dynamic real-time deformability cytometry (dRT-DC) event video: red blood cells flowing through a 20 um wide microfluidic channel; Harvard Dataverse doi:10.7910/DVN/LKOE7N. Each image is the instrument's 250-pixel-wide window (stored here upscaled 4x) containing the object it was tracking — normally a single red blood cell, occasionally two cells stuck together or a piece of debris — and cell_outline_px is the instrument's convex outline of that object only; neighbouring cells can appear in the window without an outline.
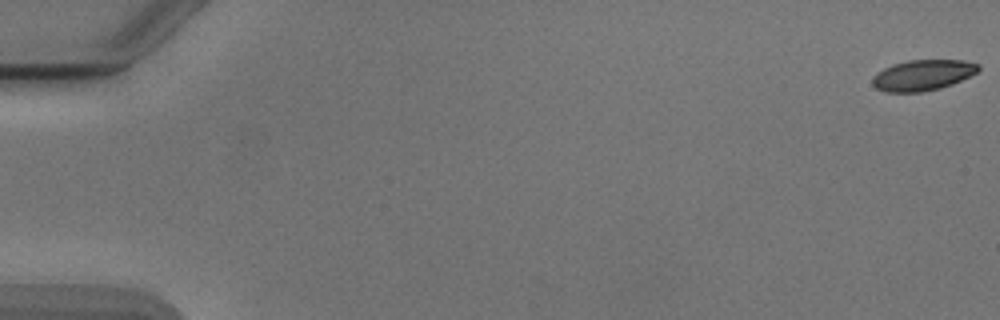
{"species": "Egyptian fruit bat (a non-hibernating species)", "species_latin": "Rousettus aegyptiacus", "temperature_condition": "cold", "stored_images_in_passage": 55, "camera_frame_rate_fps": 3000, "um_per_image_px": 0.085, "animal": {"sex": "male"}, "frame": {"image": 1, "passage_image": 1, "time_ms": 0.0, "image_size_px": [1000, 320], "cell_outline_px": [[980, 68], [976, 72], [952, 84], [940, 88], [924, 92], [884, 92], [876, 88], [872, 84], [872, 80], [876, 72], [892, 64], [908, 60], [964, 60], [980, 64]], "centroid_in_image_um": [78.41, 6.38], "position_along_channel_um": 6.6, "area_um2": 19.02}}
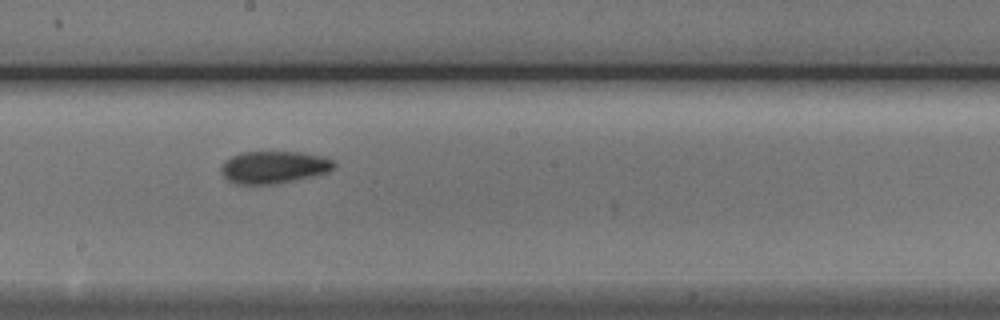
{"frame": {"image": 2, "passage_image": 31, "time_ms": 10.0, "image_size_px": [1000, 320], "cell_outline_px": [[336, 164], [328, 172], [312, 176], [272, 184], [236, 184], [228, 180], [224, 176], [220, 168], [224, 160], [240, 152], [300, 152], [324, 156], [332, 160]], "centroid_in_image_um": [23.25, 14.2], "position_along_channel_um": 224.9, "area_um2": 21.15}}
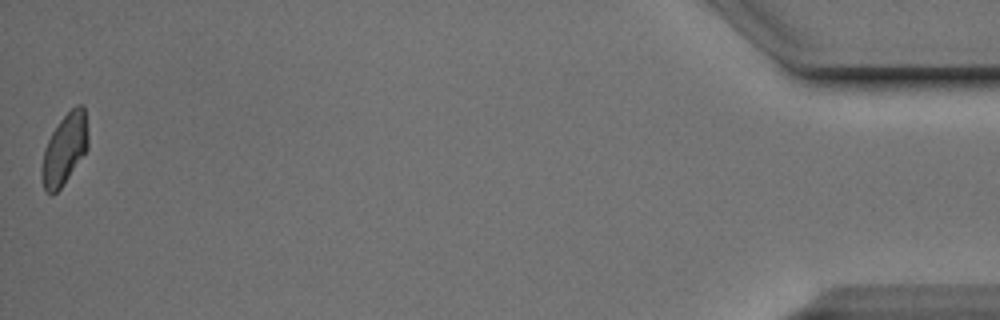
{"frame": {"image": 3, "passage_image": 54, "time_ms": 17.667, "image_size_px": [1000, 320], "cell_outline_px": [[88, 148], [60, 188], [52, 196], [44, 188], [40, 176], [40, 172], [44, 148], [52, 132], [60, 120], [76, 104], [84, 104], [88, 132]], "centroid_in_image_um": [5.48, 12.66], "position_along_channel_um": 429.7, "area_um2": 19.07}}